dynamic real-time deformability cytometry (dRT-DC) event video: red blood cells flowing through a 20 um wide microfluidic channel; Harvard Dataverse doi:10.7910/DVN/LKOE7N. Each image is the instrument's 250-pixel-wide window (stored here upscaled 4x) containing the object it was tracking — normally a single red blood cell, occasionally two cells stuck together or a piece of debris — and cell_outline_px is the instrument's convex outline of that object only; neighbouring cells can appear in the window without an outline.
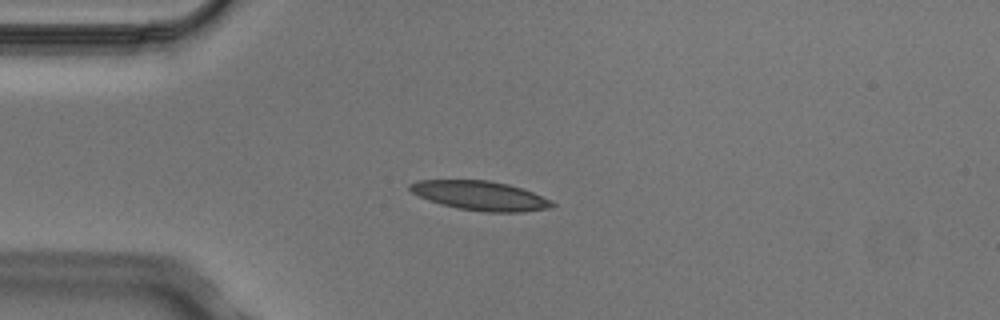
{"species": "Egyptian fruit bat (a non-hibernating species)", "species_latin": "Rousettus aegyptiacus", "temperature_condition": "cold", "stored_images_in_passage": 4, "camera_frame_rate_fps": 3000, "um_per_image_px": 0.085, "animal": {"sex": "male"}, "frame": {"image": 1, "passage_image": 2, "time_ms": 0.333, "image_size_px": [1000, 320], "cell_outline_px": [[556, 204], [552, 208], [520, 212], [488, 212], [456, 208], [440, 204], [428, 200], [412, 192], [408, 188], [408, 184], [416, 180], [488, 180], [508, 184], [532, 192], [552, 200]], "centroid_in_image_um": [40.82, 16.63], "position_along_channel_um": 44.2, "area_um2": 24.33}}
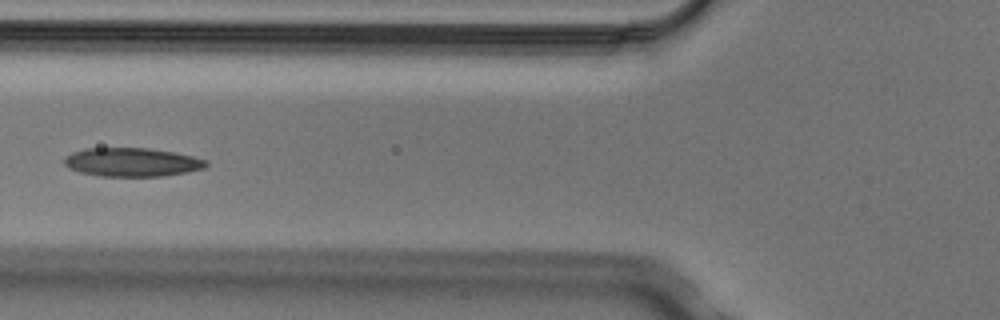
{"frame": {"image": 2, "passage_image": 4, "time_ms": 1.0, "image_size_px": [1000, 320], "cell_outline_px": [[208, 164], [204, 168], [188, 172], [164, 176], [100, 176], [80, 172], [68, 168], [64, 164], [64, 160], [72, 152], [84, 148], [148, 148], [172, 152], [192, 156], [208, 160]], "centroid_in_image_um": [11.22, 13.79], "position_along_channel_um": 114.6, "area_um2": 23.7}}